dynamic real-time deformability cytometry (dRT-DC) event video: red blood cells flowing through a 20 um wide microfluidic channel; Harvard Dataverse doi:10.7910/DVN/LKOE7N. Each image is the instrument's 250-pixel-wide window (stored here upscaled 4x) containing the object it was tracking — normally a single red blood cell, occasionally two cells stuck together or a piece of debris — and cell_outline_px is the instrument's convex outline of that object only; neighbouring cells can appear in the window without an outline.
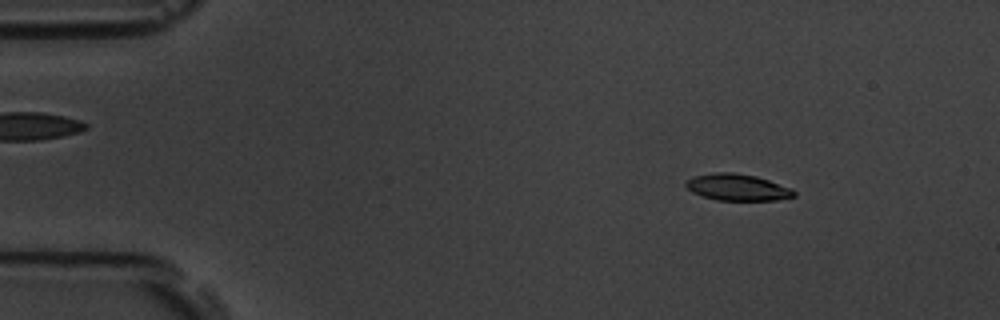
{"species": "common noctule bat (a hibernating species)", "species_latin": "Nyctalus noctula", "temperature_condition": "room temperature", "stored_images_in_passage": 6, "camera_frame_rate_fps": 3000, "um_per_image_px": 0.085, "animal": {"sex": "male", "body_mass_g": 19.5, "forearm_length_mm": 54.6}, "frame": {"image": 1, "passage_image": 2, "time_ms": 1.333, "image_size_px": [1000, 320], "cell_outline_px": [[796, 196], [776, 200], [716, 200], [692, 192], [684, 184], [688, 180], [696, 176], [716, 172], [736, 172], [756, 176], [792, 188], [796, 192]], "centroid_in_image_um": [62.72, 15.92], "position_along_channel_um": 22.3, "area_um2": 16.65}}
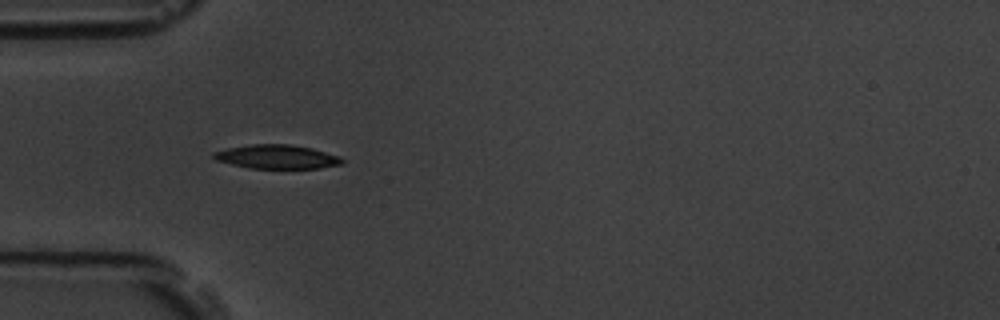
{"frame": {"image": 2, "passage_image": 5, "time_ms": 4.667, "image_size_px": [1000, 320], "cell_outline_px": [[344, 164], [320, 168], [248, 168], [216, 160], [212, 156], [212, 152], [228, 148], [252, 144], [292, 144], [312, 148], [340, 156], [344, 160]], "centroid_in_image_um": [23.56, 13.32], "position_along_channel_um": 61.4, "area_um2": 17.98}}
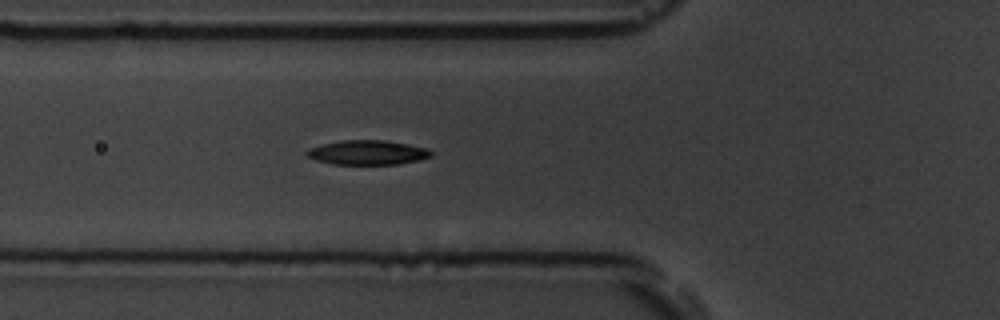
{"frame": {"image": 3, "passage_image": 6, "time_ms": 5.667, "image_size_px": [1000, 320], "cell_outline_px": [[432, 156], [400, 164], [332, 164], [316, 160], [308, 156], [304, 152], [308, 148], [340, 140], [384, 140], [408, 144], [428, 148], [432, 152]], "centroid_in_image_um": [31.23, 12.96], "position_along_channel_um": 94.6, "area_um2": 17.69}}